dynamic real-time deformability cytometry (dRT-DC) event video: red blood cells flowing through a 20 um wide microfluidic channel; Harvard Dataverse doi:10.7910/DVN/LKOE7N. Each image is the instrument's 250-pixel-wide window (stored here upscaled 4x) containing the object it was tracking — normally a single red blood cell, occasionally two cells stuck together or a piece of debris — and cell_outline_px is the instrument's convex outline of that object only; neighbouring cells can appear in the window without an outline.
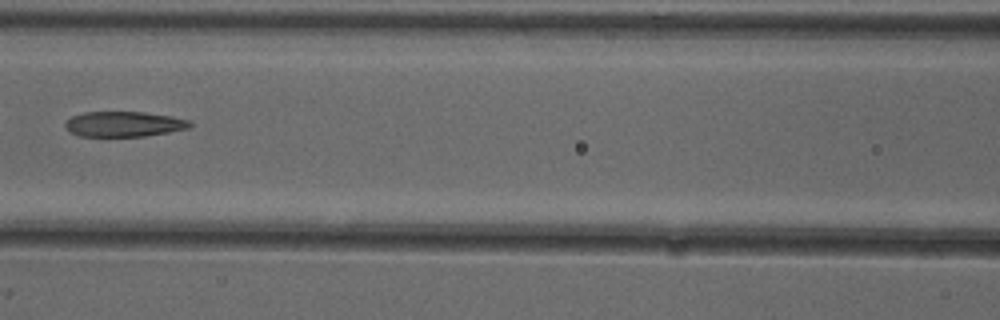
{"species": "common noctule bat (a hibernating species)", "species_latin": "Nyctalus noctula", "temperature_condition": "cold", "stored_images_in_passage": 8, "camera_frame_rate_fps": 3000, "um_per_image_px": 0.085, "animal": {"sex": "female"}, "frame": {"image": 1, "passage_image": 7, "time_ms": 2.0, "image_size_px": [1000, 320], "cell_outline_px": [[192, 128], [144, 136], [80, 136], [72, 132], [64, 124], [72, 116], [84, 112], [144, 112], [172, 116], [188, 120], [192, 124]], "centroid_in_image_um": [10.58, 10.54], "position_along_channel_um": 156.0, "area_um2": 18.21}}
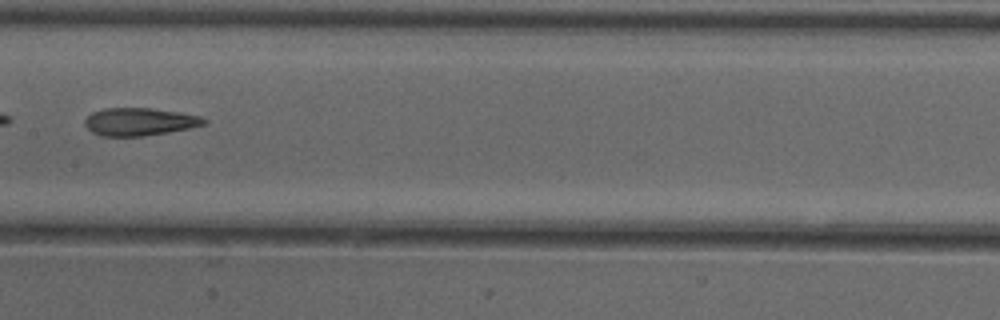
{"frame": {"image": 2, "passage_image": 8, "time_ms": 2.333, "image_size_px": [1000, 320], "cell_outline_px": [[208, 124], [168, 132], [144, 136], [100, 136], [92, 132], [84, 124], [84, 120], [92, 112], [104, 108], [152, 108], [200, 116], [208, 120]], "centroid_in_image_um": [11.85, 10.35], "position_along_channel_um": 195.6, "area_um2": 19.25}}